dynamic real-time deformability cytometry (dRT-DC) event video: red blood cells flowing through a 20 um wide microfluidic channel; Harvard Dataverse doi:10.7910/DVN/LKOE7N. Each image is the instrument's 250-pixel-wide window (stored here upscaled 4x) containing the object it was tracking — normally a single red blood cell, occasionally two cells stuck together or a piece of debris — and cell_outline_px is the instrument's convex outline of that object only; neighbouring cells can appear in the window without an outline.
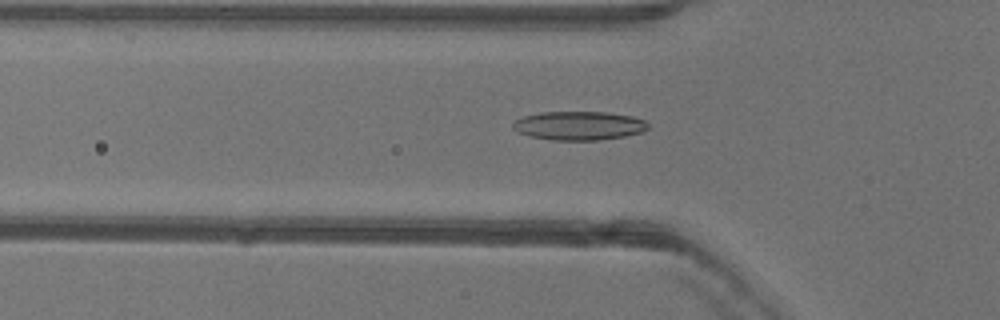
{"species": "common noctule bat (a hibernating species)", "species_latin": "Nyctalus noctula", "temperature_condition": "warm", "stored_images_in_passage": 50, "camera_frame_rate_fps": 3000, "um_per_image_px": 0.085, "animal": {"sex": "female"}, "frame": {"image": 1, "passage_image": 16, "time_ms": 5.0, "image_size_px": [1000, 320], "cell_outline_px": [[648, 128], [640, 132], [624, 136], [600, 140], [552, 140], [528, 136], [516, 132], [512, 128], [512, 124], [516, 120], [524, 116], [540, 112], [604, 112], [632, 116], [644, 120], [648, 124]], "centroid_in_image_um": [49.16, 10.68], "position_along_channel_um": 76.6, "area_um2": 22.66}}
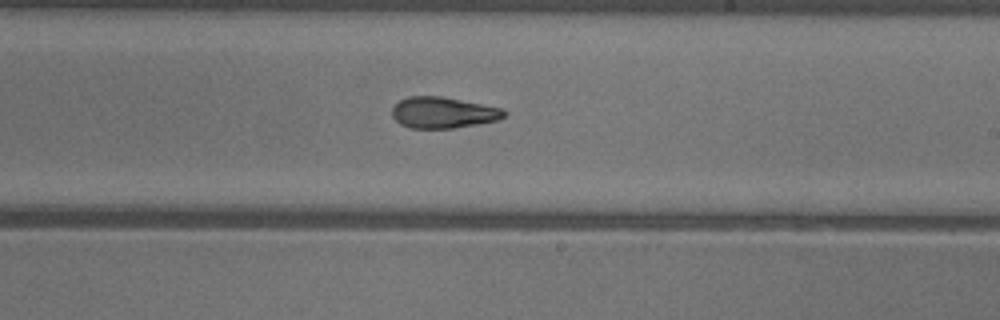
{"frame": {"image": 2, "passage_image": 29, "time_ms": 9.333, "image_size_px": [1000, 320], "cell_outline_px": [[508, 112], [500, 120], [452, 128], [408, 128], [400, 124], [392, 116], [392, 108], [400, 100], [408, 96], [440, 96], [504, 108]], "centroid_in_image_um": [37.68, 9.57], "position_along_channel_um": 251.3, "area_um2": 20.4}}
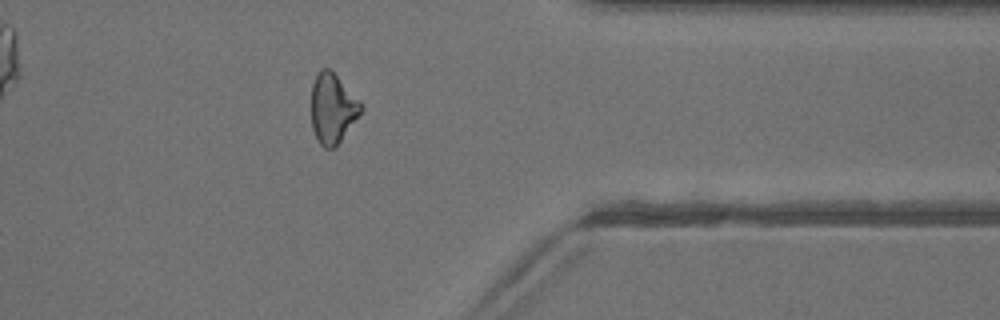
{"frame": {"image": 3, "passage_image": 40, "time_ms": 13.0, "image_size_px": [1000, 320], "cell_outline_px": [[364, 108], [340, 140], [332, 148], [324, 148], [320, 144], [312, 128], [312, 84], [320, 68], [332, 68], [364, 104]], "centroid_in_image_um": [28.29, 9.14], "position_along_channel_um": 383.1, "area_um2": 20.29}, "authors_computed_cell_mechanics": {"area_um2": 21.097, "velocity_mm_per_s": 4.0152, "shape_relaxation_time_tau1_ms": 8.5371, "shape_relaxation_time_tau2_ms": 3.2885, "deformation_change_tau1": 0.198, "deformation_change_tau2": 0.1172}}